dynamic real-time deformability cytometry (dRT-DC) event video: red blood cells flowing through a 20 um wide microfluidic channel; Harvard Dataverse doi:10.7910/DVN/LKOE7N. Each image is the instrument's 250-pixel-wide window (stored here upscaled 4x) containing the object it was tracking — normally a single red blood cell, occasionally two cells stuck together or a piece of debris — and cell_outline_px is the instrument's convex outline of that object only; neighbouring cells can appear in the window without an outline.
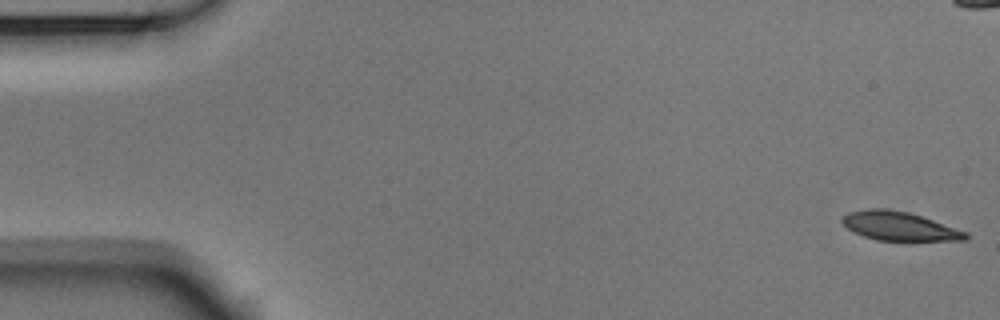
{"species": "Egyptian fruit bat (a non-hibernating species)", "species_latin": "Rousettus aegyptiacus", "temperature_condition": "room temperature", "stored_images_in_passage": 54, "camera_frame_rate_fps": 3000, "um_per_image_px": 0.085, "animal": {"sex": "male"}, "frame": {"image": 1, "passage_image": 1, "time_ms": 0.0, "image_size_px": [1000, 320], "cell_outline_px": [[968, 240], [876, 240], [852, 232], [840, 220], [848, 212], [868, 208], [884, 208], [908, 212], [968, 232]], "centroid_in_image_um": [76.41, 19.22], "position_along_channel_um": 8.6, "area_um2": 20.52}}
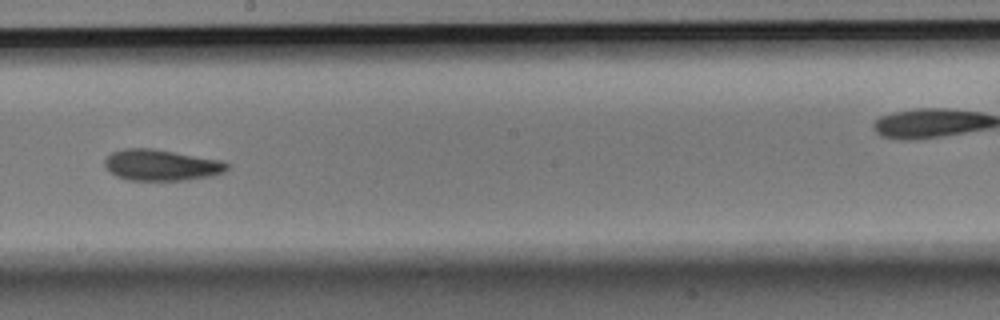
{"frame": {"image": 2, "passage_image": 30, "time_ms": 9.667, "image_size_px": [1000, 320], "cell_outline_px": [[228, 168], [224, 172], [212, 176], [188, 180], [128, 180], [116, 176], [108, 172], [104, 164], [104, 160], [112, 152], [124, 148], [152, 148], [220, 160], [228, 164]], "centroid_in_image_um": [13.68, 14.04], "position_along_channel_um": 234.5, "area_um2": 22.25}}
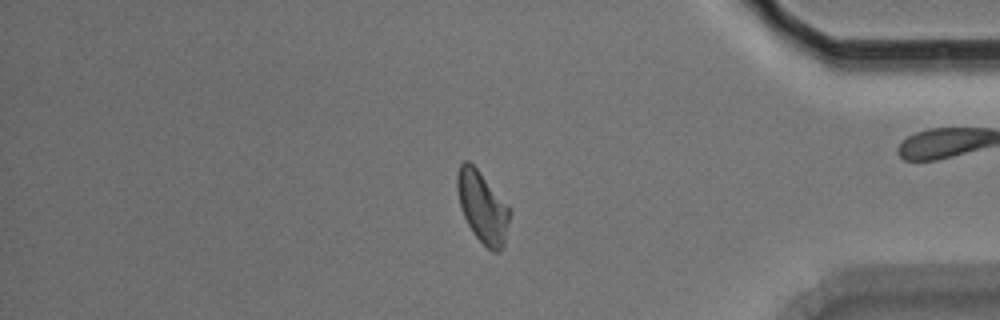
{"frame": {"image": 3, "passage_image": 45, "time_ms": 14.667, "image_size_px": [1000, 320], "cell_outline_px": [[512, 212], [504, 244], [496, 252], [492, 252], [472, 232], [464, 216], [460, 204], [456, 188], [456, 176], [460, 164], [464, 160], [468, 160], [476, 168]], "centroid_in_image_um": [41.0, 17.6], "position_along_channel_um": 394.2, "area_um2": 21.33}, "authors_computed_cell_mechanics": {"area_um2": 21.6461, "velocity_mm_per_s": 3.7409, "shape_relaxation_time_tau1_ms": 8.5204, "shape_relaxation_time_tau2_ms": 6.7171, "deformation_change_tau1": 0.1711, "deformation_change_tau2": 0.1366}}